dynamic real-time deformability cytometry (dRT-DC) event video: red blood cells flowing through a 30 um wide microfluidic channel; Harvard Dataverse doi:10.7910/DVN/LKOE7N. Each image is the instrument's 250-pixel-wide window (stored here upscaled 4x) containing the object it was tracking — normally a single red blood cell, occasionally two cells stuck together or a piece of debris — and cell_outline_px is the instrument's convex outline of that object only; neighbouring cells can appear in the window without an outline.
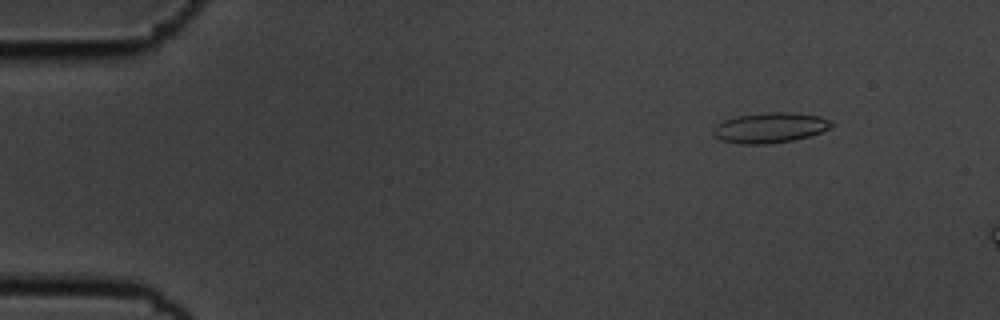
{"species": "common noctule bat (a hibernating species)", "species_latin": "Nyctalus noctula", "temperature_condition": "cold", "stored_images_in_passage": 16, "camera_frame_rate_fps": 3000, "um_per_image_px": 0.085, "animal": {"sex": "male", "body_mass_g": 19.5, "forearm_length_mm": 54.6}, "frame": {"image": 1, "passage_image": 7, "time_ms": 2.0, "image_size_px": [1000, 320], "cell_outline_px": [[836, 124], [832, 128], [808, 136], [792, 140], [768, 144], [740, 144], [720, 140], [712, 136], [712, 128], [716, 124], [724, 120], [740, 116], [764, 112], [788, 112], [820, 116], [832, 120]], "centroid_in_image_um": [65.45, 10.86], "position_along_channel_um": 19.6, "area_um2": 21.1}}